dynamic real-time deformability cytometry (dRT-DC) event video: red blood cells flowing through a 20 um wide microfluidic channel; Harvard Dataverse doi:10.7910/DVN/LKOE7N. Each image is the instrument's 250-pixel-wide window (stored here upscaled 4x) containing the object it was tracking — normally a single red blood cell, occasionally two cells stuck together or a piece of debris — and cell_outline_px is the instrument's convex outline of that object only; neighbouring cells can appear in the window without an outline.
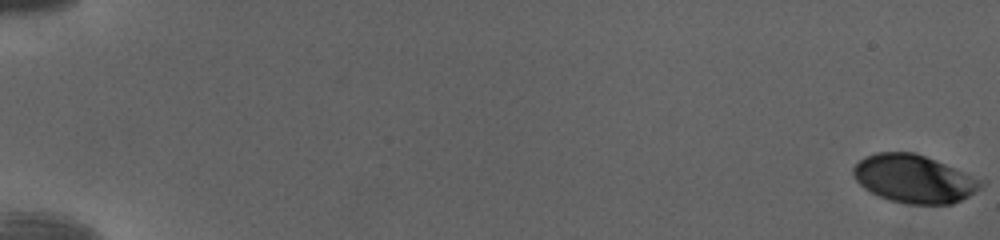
{"species": "human", "species_latin": "Homo sapiens", "temperature_condition": "cold", "stored_images_in_passage": 54, "camera_frame_rate_fps": 3000, "um_per_image_px": 0.085, "donor": {"sex": "female"}, "frame": {"image": 1, "passage_image": 1, "time_ms": 0.0, "image_size_px": [1000, 240], "cell_outline_px": [[984, 184], [980, 188], [968, 196], [952, 204], [908, 204], [888, 200], [864, 188], [856, 180], [852, 172], [852, 168], [864, 156], [876, 152], [916, 152], [984, 180]], "centroid_in_image_um": [77.68, 15.19], "position_along_channel_um": 7.3, "area_um2": 35.66}}
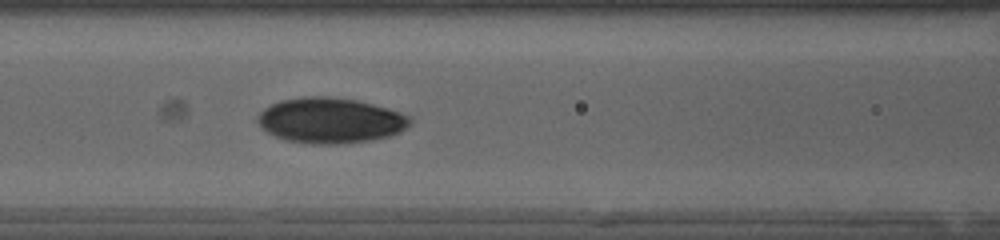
{"frame": {"image": 2, "passage_image": 26, "time_ms": 8.333, "image_size_px": [1000, 240], "cell_outline_px": [[412, 124], [400, 132], [388, 136], [372, 140], [336, 144], [312, 144], [288, 140], [276, 136], [260, 128], [256, 120], [256, 116], [264, 108], [280, 100], [304, 96], [328, 96], [356, 100], [372, 104], [400, 112], [412, 116]], "centroid_in_image_um": [28.08, 10.23], "position_along_channel_um": 138.5, "area_um2": 40.52}}
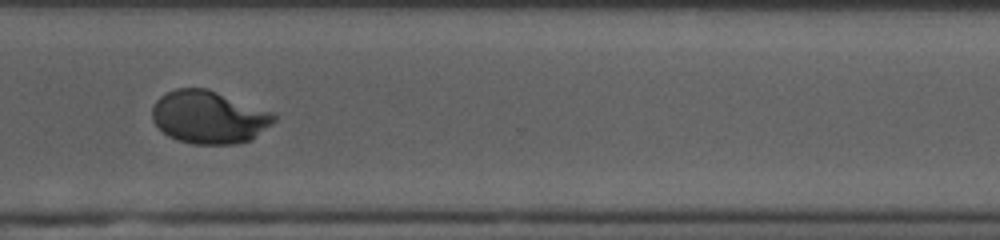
{"frame": {"image": 3, "passage_image": 42, "time_ms": 13.667, "image_size_px": [1000, 240], "cell_outline_px": [[276, 120], [272, 124], [252, 140], [236, 144], [192, 144], [176, 140], [168, 136], [152, 120], [152, 108], [156, 100], [160, 96], [176, 88], [208, 88], [272, 112], [276, 116]], "centroid_in_image_um": [17.76, 9.96], "position_along_channel_um": 352.8, "area_um2": 37.63}, "authors_computed_cell_mechanics": {"area_um2": 37.281, "velocity_mm_per_s": 4.032, "shape_relaxation_time_tau1_ms": 4.5994, "shape_relaxation_time_tau2_ms": 0.7403, "deformation_change_tau1": 0.1929, "deformation_change_tau2": 0.034}}